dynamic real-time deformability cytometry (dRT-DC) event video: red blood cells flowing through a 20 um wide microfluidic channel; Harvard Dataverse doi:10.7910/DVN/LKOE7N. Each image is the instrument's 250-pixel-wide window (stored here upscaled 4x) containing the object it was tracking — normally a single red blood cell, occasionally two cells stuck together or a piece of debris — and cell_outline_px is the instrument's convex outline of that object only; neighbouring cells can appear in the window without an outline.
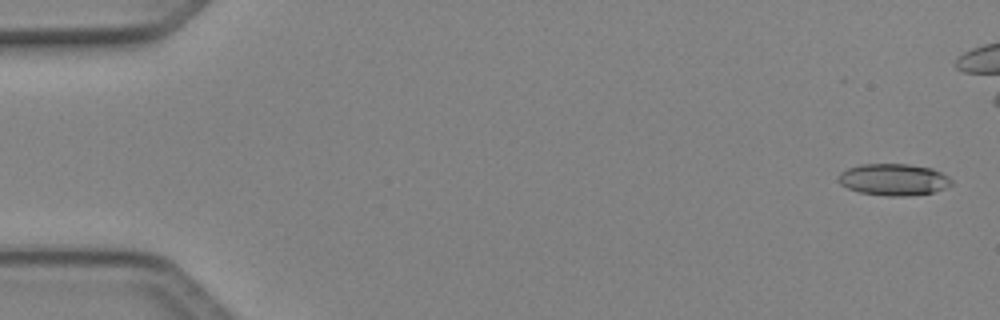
{"species": "Egyptian fruit bat (a non-hibernating species)", "species_latin": "Rousettus aegyptiacus", "temperature_condition": "cold", "stored_images_in_passage": 43, "camera_frame_rate_fps": 3000, "um_per_image_px": 0.085, "animal": {"sex": "female"}, "frame": {"image": 1, "passage_image": 1, "time_ms": 0.0, "image_size_px": [1000, 320], "cell_outline_px": [[952, 184], [944, 188], [932, 192], [908, 196], [888, 196], [860, 192], [848, 188], [840, 184], [836, 180], [836, 176], [840, 172], [848, 168], [860, 164], [908, 164], [932, 168], [948, 176], [952, 180]], "centroid_in_image_um": [75.92, 15.26], "position_along_channel_um": 9.1, "area_um2": 20.98}}
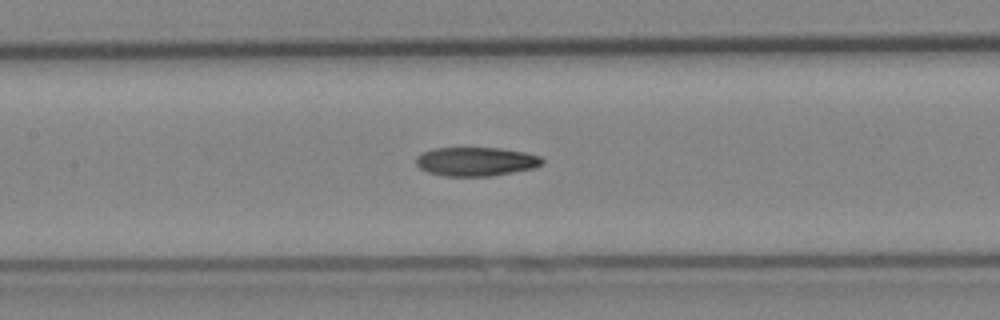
{"frame": {"image": 2, "passage_image": 23, "time_ms": 7.333, "image_size_px": [1000, 320], "cell_outline_px": [[544, 164], [536, 168], [492, 176], [448, 176], [428, 172], [420, 168], [416, 164], [416, 156], [432, 148], [500, 148], [524, 152], [540, 156], [544, 160]], "centroid_in_image_um": [40.49, 13.73], "position_along_channel_um": 166.9, "area_um2": 21.33}}
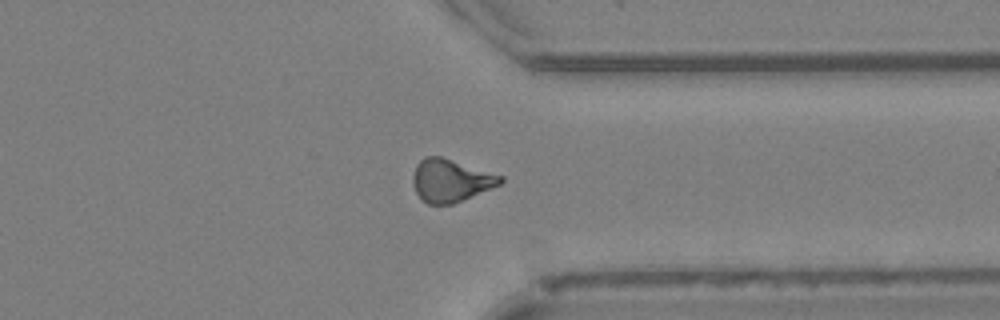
{"frame": {"image": 3, "passage_image": 38, "time_ms": 12.333, "image_size_px": [1000, 320], "cell_outline_px": [[504, 180], [500, 184], [452, 204], [428, 204], [416, 192], [412, 184], [412, 176], [416, 164], [424, 156], [440, 156], [504, 176]], "centroid_in_image_um": [38.28, 15.32], "position_along_channel_um": 373.1, "area_um2": 21.56}, "authors_computed_cell_mechanics": {"area_um2": 21.5016, "velocity_mm_per_s": 4.1499, "shape_relaxation_time_tau1_ms": null, "shape_relaxation_time_tau2_ms": 7.9665, "deformation_change_tau1": null, "deformation_change_tau2": 0.1787}}